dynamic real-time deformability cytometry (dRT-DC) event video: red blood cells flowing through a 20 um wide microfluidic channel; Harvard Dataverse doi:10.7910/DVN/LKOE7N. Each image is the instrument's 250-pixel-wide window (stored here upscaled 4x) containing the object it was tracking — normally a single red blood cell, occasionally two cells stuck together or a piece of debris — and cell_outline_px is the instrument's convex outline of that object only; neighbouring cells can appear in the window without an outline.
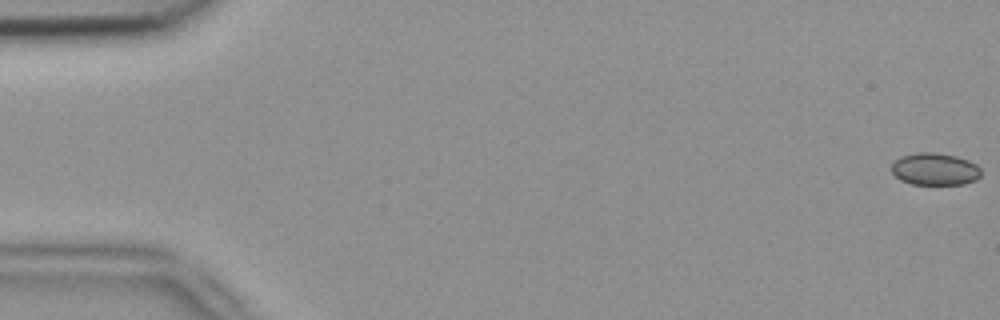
{"species": "common noctule bat (a hibernating species)", "species_latin": "Nyctalus noctula", "temperature_condition": "room temperature", "stored_images_in_passage": 6, "camera_frame_rate_fps": 3000, "um_per_image_px": 0.085, "animal": {"sex": "female", "body_mass_g": 18.4}, "frame": {"image": 1, "passage_image": 1, "time_ms": 0.0, "image_size_px": [1000, 320], "cell_outline_px": [[980, 176], [976, 180], [964, 184], [912, 184], [900, 180], [892, 172], [892, 164], [900, 156], [920, 152], [932, 152], [956, 156], [968, 160], [976, 164], [980, 168]], "centroid_in_image_um": [79.47, 14.37], "position_along_channel_um": 5.5, "area_um2": 16.76}}
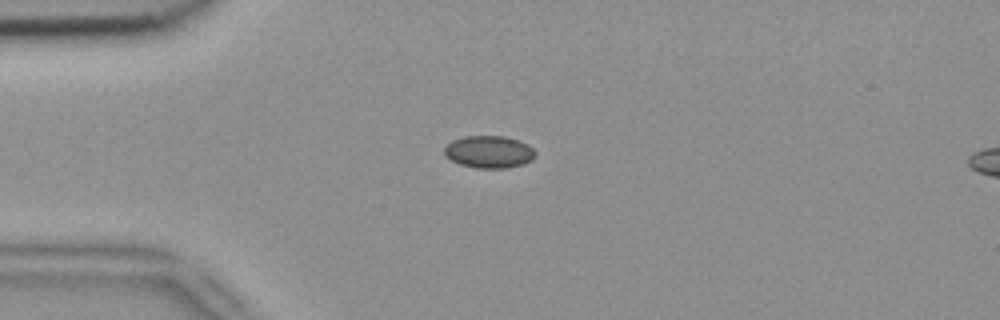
{"frame": {"image": 2, "passage_image": 4, "time_ms": 1.0, "image_size_px": [1000, 320], "cell_outline_px": [[536, 156], [532, 160], [524, 164], [508, 168], [476, 168], [460, 164], [444, 156], [444, 148], [452, 140], [464, 136], [504, 136], [520, 140], [528, 144], [536, 152]], "centroid_in_image_um": [41.59, 12.91], "position_along_channel_um": 43.4, "area_um2": 17.34}}